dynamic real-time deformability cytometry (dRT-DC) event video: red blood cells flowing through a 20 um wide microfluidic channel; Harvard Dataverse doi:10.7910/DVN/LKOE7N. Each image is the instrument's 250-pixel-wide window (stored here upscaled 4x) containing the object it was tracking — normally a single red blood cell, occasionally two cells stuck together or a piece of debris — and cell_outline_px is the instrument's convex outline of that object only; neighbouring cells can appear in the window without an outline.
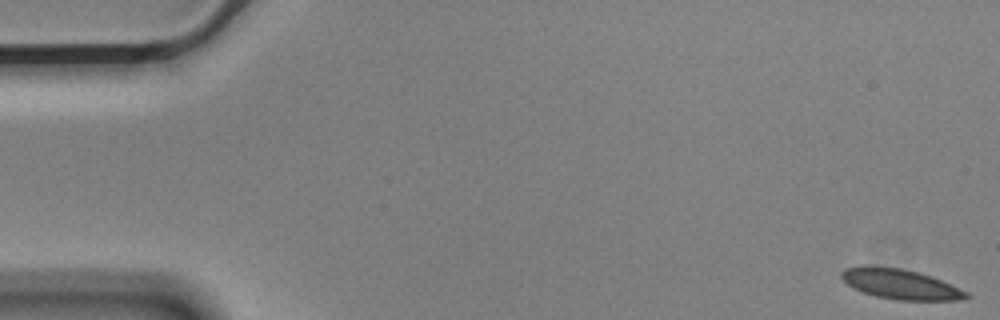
{"species": "Egyptian fruit bat (a non-hibernating species)", "species_latin": "Rousettus aegyptiacus", "temperature_condition": "cold", "stored_images_in_passage": 56, "camera_frame_rate_fps": 3000, "um_per_image_px": 0.085, "animal": {"sex": "male"}, "frame": {"image": 1, "passage_image": 1, "time_ms": 0.0, "image_size_px": [1000, 320], "cell_outline_px": [[972, 296], [968, 300], [896, 300], [876, 296], [852, 288], [840, 276], [840, 272], [848, 268], [864, 264], [868, 264], [900, 268], [916, 272], [940, 280], [968, 292]], "centroid_in_image_um": [76.52, 24.15], "position_along_channel_um": 8.5, "area_um2": 21.91}}
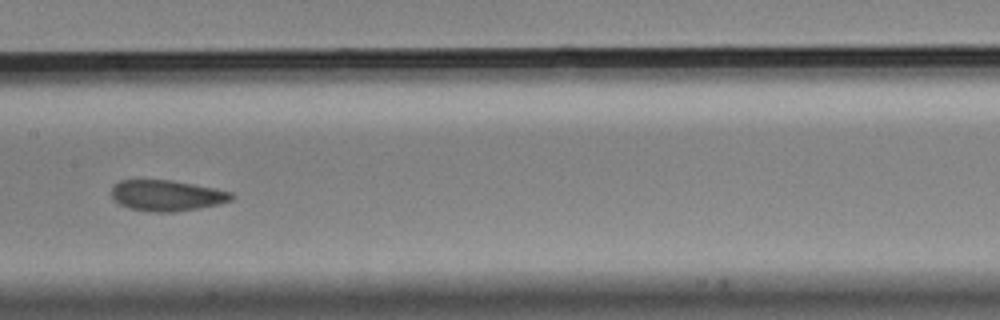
{"frame": {"image": 2, "passage_image": 28, "time_ms": 9.0, "image_size_px": [1000, 320], "cell_outline_px": [[236, 196], [232, 200], [216, 204], [176, 212], [152, 212], [128, 208], [120, 204], [112, 196], [112, 184], [120, 180], [168, 180], [212, 188], [232, 192]], "centroid_in_image_um": [14.14, 16.62], "position_along_channel_um": 193.3, "area_um2": 21.33}}
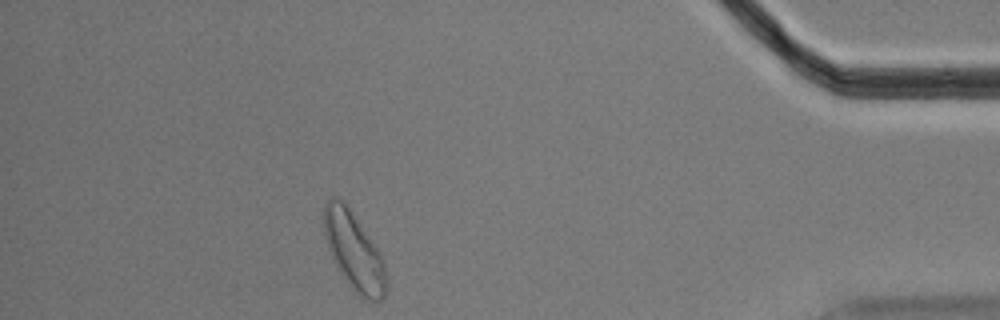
{"frame": {"image": 3, "passage_image": 50, "time_ms": 16.333, "image_size_px": [1000, 320], "cell_outline_px": [[388, 284], [384, 296], [380, 300], [372, 304], [360, 296], [344, 280], [336, 268], [328, 248], [324, 236], [324, 204], [332, 196], [340, 196], [380, 252], [384, 260]], "centroid_in_image_um": [30.09, 21.39], "position_along_channel_um": 405.1, "area_um2": 28.61}, "authors_computed_cell_mechanics": {"area_um2": 22.1085, "velocity_mm_per_s": 3.5431, "shape_relaxation_time_tau1_ms": 9.142, "shape_relaxation_time_tau2_ms": 2.0075, "deformation_change_tau1": 0.1336, "deformation_change_tau2": 0.0737}}